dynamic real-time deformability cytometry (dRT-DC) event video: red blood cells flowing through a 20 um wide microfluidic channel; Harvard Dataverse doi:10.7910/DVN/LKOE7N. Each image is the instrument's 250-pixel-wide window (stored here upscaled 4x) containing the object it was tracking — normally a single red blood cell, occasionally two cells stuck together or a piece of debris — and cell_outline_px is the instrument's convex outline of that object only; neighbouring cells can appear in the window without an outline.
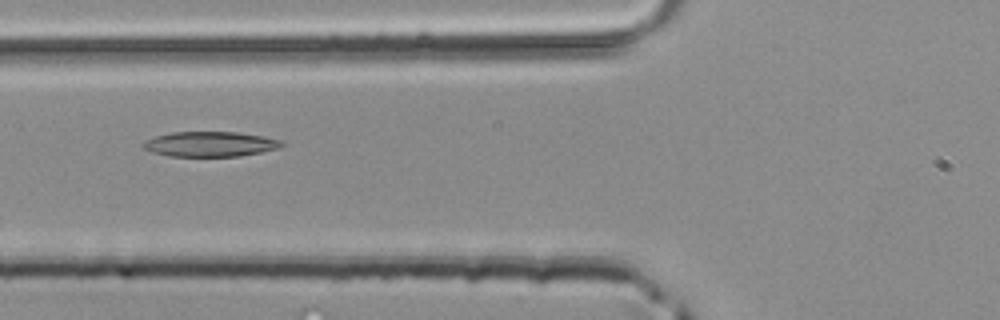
{"species": "common noctule bat (a hibernating species)", "species_latin": "Nyctalus noctula", "temperature_condition": "room temperature", "stored_images_in_passage": 40, "camera_frame_rate_fps": 3000, "um_per_image_px": 0.085, "animal": {"sex": "male", "body_mass_g": 20.4}, "frame": {"image": 1, "passage_image": 13, "time_ms": 4.0, "image_size_px": [1000, 320], "cell_outline_px": [[284, 144], [280, 148], [240, 156], [168, 156], [152, 152], [140, 148], [140, 144], [144, 140], [156, 136], [172, 132], [236, 132], [264, 136], [280, 140]], "centroid_in_image_um": [17.81, 12.25], "position_along_channel_um": 108.0, "area_um2": 20.35}}
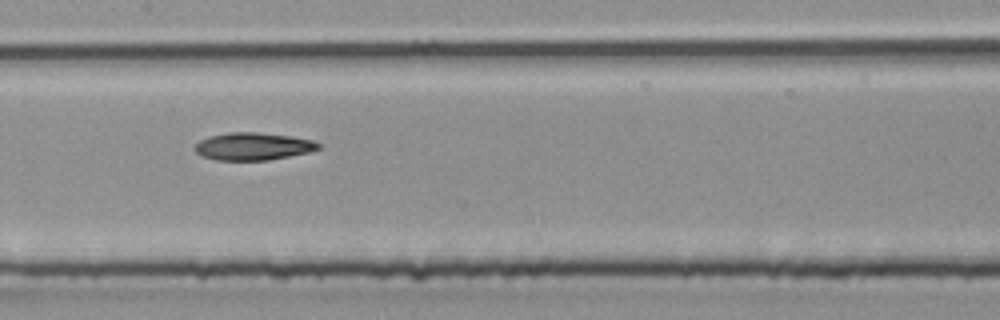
{"frame": {"image": 2, "passage_image": 18, "time_ms": 5.667, "image_size_px": [1000, 320], "cell_outline_px": [[320, 148], [308, 152], [268, 160], [216, 160], [204, 156], [196, 152], [192, 148], [200, 140], [208, 136], [228, 132], [256, 132], [288, 136], [312, 140], [320, 144]], "centroid_in_image_um": [21.46, 12.44], "position_along_channel_um": 185.9, "area_um2": 19.65}}
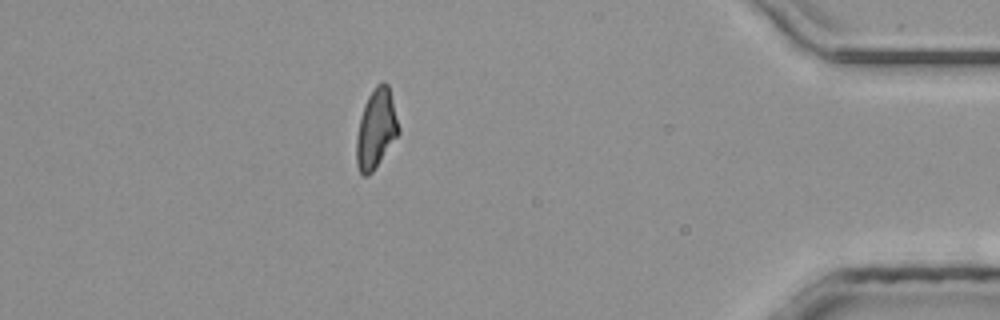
{"frame": {"image": 3, "passage_image": 35, "time_ms": 11.333, "image_size_px": [1000, 320], "cell_outline_px": [[400, 132], [372, 172], [368, 176], [364, 176], [360, 172], [356, 164], [356, 136], [360, 116], [364, 104], [368, 96], [376, 84], [380, 80], [384, 80], [388, 84], [400, 128]], "centroid_in_image_um": [31.96, 10.92], "position_along_channel_um": 403.2, "area_um2": 19.59}}